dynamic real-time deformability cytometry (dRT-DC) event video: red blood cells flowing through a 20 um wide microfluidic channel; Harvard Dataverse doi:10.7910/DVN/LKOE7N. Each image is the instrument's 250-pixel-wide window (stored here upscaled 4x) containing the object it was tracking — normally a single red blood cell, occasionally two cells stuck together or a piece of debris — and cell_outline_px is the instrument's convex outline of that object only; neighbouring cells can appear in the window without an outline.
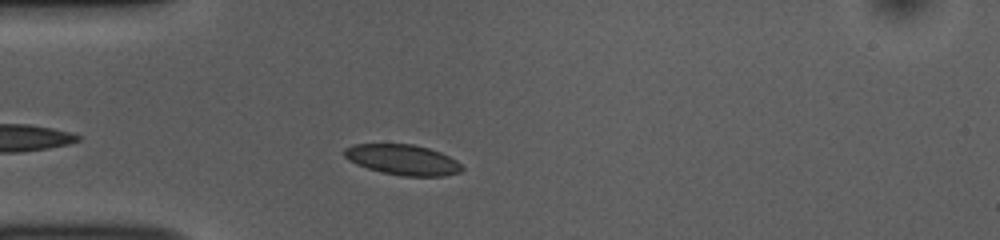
{"species": "common noctule bat (a hibernating species)", "species_latin": "Nyctalus noctula", "temperature_condition": "room temperature", "stored_images_in_passage": 20, "camera_frame_rate_fps": 3000, "um_per_image_px": 0.085, "animal": {"sex": "female", "body_mass_g": 10.0, "forearm_length_mm": 53.1}, "frame": {"image": 1, "passage_image": 5, "time_ms": 1.333, "image_size_px": [1000, 240], "cell_outline_px": [[464, 168], [460, 172], [444, 176], [400, 176], [368, 168], [356, 164], [348, 160], [344, 156], [344, 148], [352, 144], [412, 144], [428, 148], [440, 152], [456, 160]], "centroid_in_image_um": [34.22, 13.57], "position_along_channel_um": 50.8, "area_um2": 20.81}}
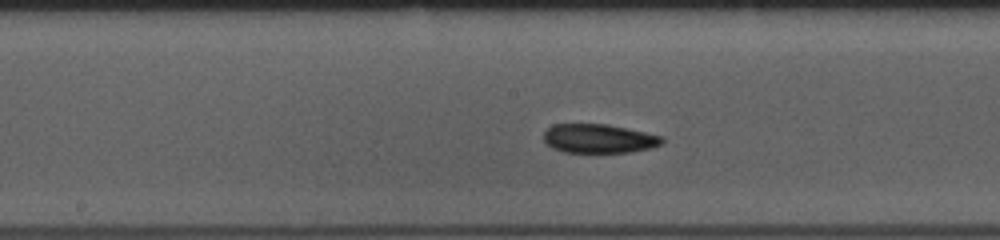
{"frame": {"image": 2, "passage_image": 14, "time_ms": 4.333, "image_size_px": [1000, 240], "cell_outline_px": [[664, 144], [652, 148], [632, 152], [564, 152], [552, 148], [544, 140], [544, 132], [552, 124], [608, 124], [664, 136]], "centroid_in_image_um": [50.95, 11.78], "position_along_channel_um": 197.3, "area_um2": 20.17}}
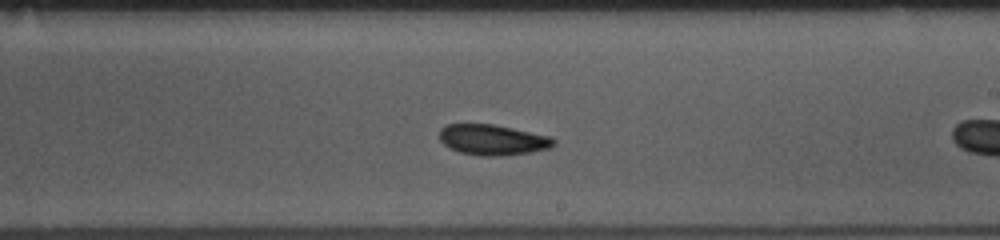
{"frame": {"image": 3, "passage_image": 18, "time_ms": 5.667, "image_size_px": [1000, 240], "cell_outline_px": [[556, 144], [552, 148], [532, 152], [500, 156], [480, 156], [460, 152], [448, 148], [440, 140], [440, 128], [444, 124], [492, 124], [552, 136], [556, 140]], "centroid_in_image_um": [41.9, 11.89], "position_along_channel_um": 247.1, "area_um2": 20.63}}